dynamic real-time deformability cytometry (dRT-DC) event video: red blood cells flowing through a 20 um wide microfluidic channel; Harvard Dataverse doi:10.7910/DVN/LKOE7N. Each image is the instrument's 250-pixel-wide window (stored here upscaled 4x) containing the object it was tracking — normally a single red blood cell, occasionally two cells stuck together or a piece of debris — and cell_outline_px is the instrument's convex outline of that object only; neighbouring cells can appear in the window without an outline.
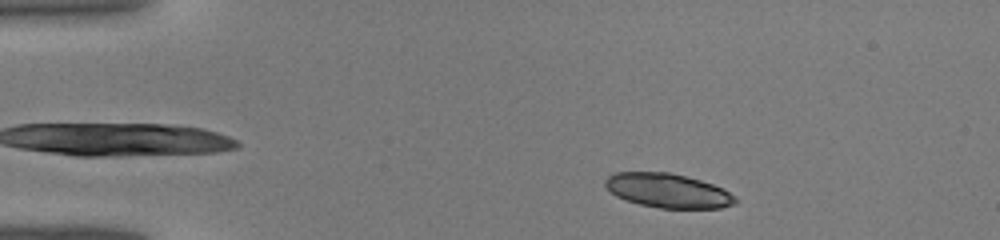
{"species": "common noctule bat (a hibernating species)", "species_latin": "Nyctalus noctula", "temperature_condition": "warm", "stored_images_in_passage": 38, "camera_frame_rate_fps": 3000, "um_per_image_px": 0.085, "animal": {"sex": "male", "body_mass_g": 19.0, "forearm_length_mm": 50.8}, "frame": {"image": 1, "passage_image": 3, "time_ms": 0.667, "image_size_px": [1000, 240], "cell_outline_px": [[736, 204], [720, 208], [660, 208], [640, 204], [624, 200], [616, 196], [604, 184], [604, 180], [608, 176], [616, 172], [668, 172], [700, 180], [724, 188], [736, 196]], "centroid_in_image_um": [56.78, 16.21], "position_along_channel_um": 28.2, "area_um2": 25.95}}